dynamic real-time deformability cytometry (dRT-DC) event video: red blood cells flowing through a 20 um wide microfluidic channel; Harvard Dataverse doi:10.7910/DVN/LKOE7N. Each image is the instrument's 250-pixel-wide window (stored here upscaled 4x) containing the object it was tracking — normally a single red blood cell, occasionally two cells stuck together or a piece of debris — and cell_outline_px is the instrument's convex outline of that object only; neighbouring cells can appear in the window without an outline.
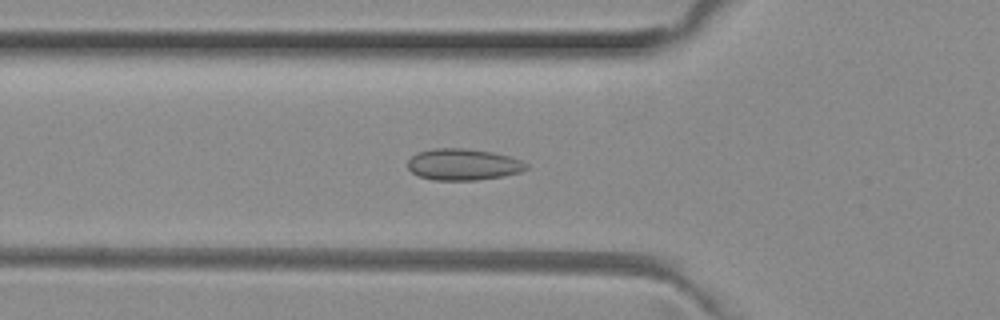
{"species": "common noctule bat (a hibernating species)", "species_latin": "Nyctalus noctula", "temperature_condition": "room temperature", "stored_images_in_passage": 47, "camera_frame_rate_fps": 3000, "um_per_image_px": 0.085, "animal": {"sex": "female", "body_mass_g": 29.2, "forearm_length_mm": 56.3}, "frame": {"image": 1, "passage_image": 13, "time_ms": 4.0, "image_size_px": [1000, 320], "cell_outline_px": [[528, 168], [520, 172], [504, 176], [476, 180], [432, 180], [420, 176], [412, 172], [408, 168], [408, 160], [416, 152], [432, 148], [464, 148], [492, 152], [512, 156], [528, 164]], "centroid_in_image_um": [39.37, 13.97], "position_along_channel_um": 86.4, "area_um2": 21.91}}
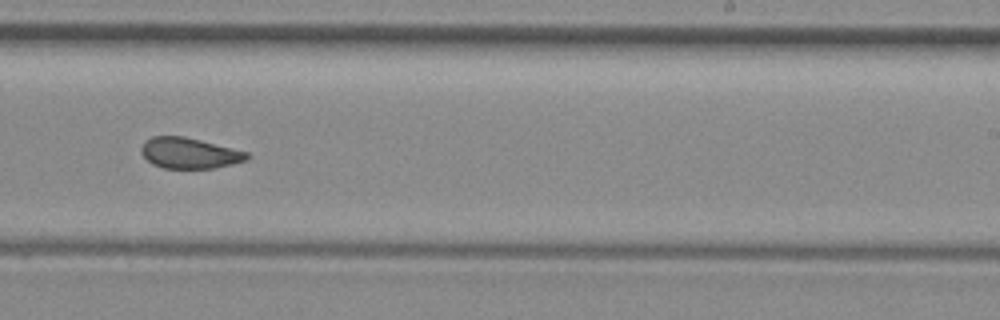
{"frame": {"image": 2, "passage_image": 27, "time_ms": 8.667, "image_size_px": [1000, 320], "cell_outline_px": [[252, 156], [248, 160], [232, 164], [212, 168], [164, 168], [152, 164], [140, 152], [140, 148], [144, 140], [152, 136], [184, 136], [248, 152]], "centroid_in_image_um": [16.09, 13.01], "position_along_channel_um": 272.9, "area_um2": 19.02}}
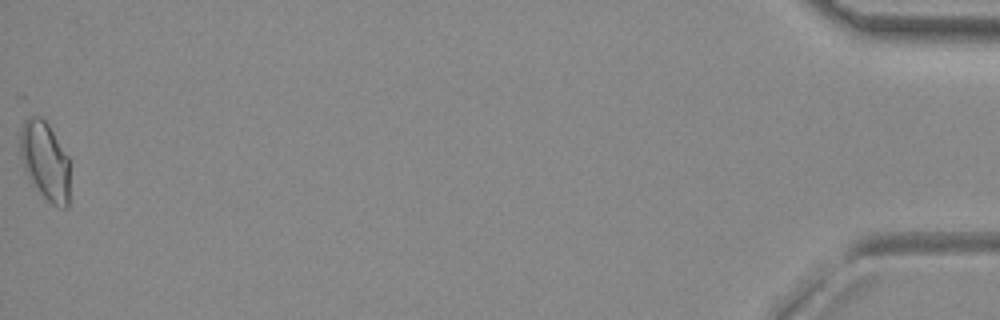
{"frame": {"image": 3, "passage_image": 47, "time_ms": 15.333, "image_size_px": [1000, 320], "cell_outline_px": [[68, 208], [60, 208], [52, 204], [40, 192], [24, 172], [20, 156], [20, 132], [24, 120], [28, 116], [40, 116], [48, 124], [68, 156]], "centroid_in_image_um": [3.8, 13.65], "position_along_channel_um": 431.4, "area_um2": 22.6}, "authors_computed_cell_mechanics": {"area_um2": 20.0566, "velocity_mm_per_s": 3.9877, "shape_relaxation_time_tau1_ms": null, "shape_relaxation_time_tau2_ms": 1.1848, "deformation_change_tau1": null, "deformation_change_tau2": 0.0583}}